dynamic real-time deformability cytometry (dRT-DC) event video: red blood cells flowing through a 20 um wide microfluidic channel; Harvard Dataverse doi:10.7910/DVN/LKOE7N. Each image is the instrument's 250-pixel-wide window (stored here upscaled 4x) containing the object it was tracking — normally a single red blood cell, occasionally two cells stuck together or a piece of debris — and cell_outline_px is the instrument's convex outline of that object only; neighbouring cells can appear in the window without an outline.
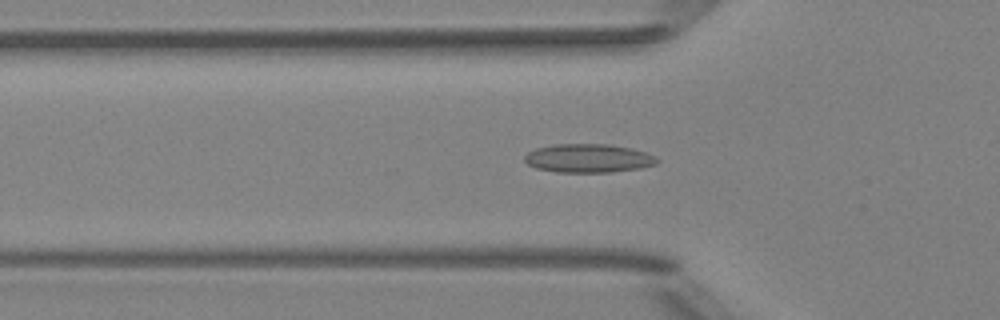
{"species": "Egyptian fruit bat (a non-hibernating species)", "species_latin": "Rousettus aegyptiacus", "temperature_condition": "room temperature", "stored_images_in_passage": 51, "camera_frame_rate_fps": 3000, "um_per_image_px": 0.085, "animal": {"sex": "female"}, "frame": {"image": 1, "passage_image": 17, "time_ms": 5.333, "image_size_px": [1000, 320], "cell_outline_px": [[660, 160], [656, 164], [640, 168], [612, 172], [556, 172], [536, 168], [528, 164], [524, 160], [524, 156], [528, 152], [536, 148], [552, 144], [608, 144], [632, 148], [648, 152]], "centroid_in_image_um": [50.02, 13.45], "position_along_channel_um": 75.8, "area_um2": 22.25}}
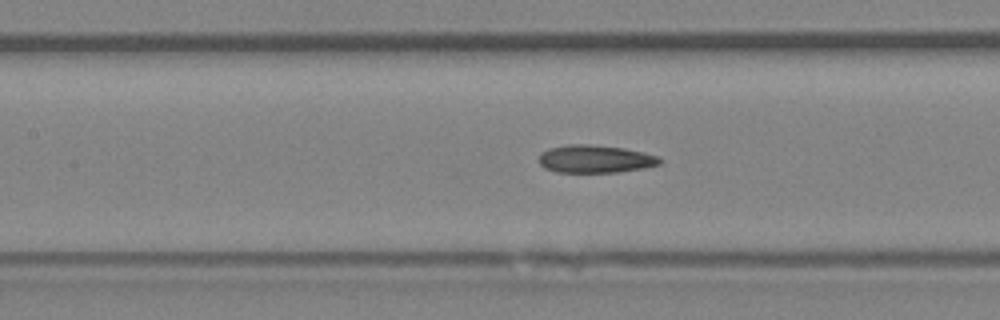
{"frame": {"image": 2, "passage_image": 23, "time_ms": 7.333, "image_size_px": [1000, 320], "cell_outline_px": [[664, 160], [660, 164], [644, 168], [616, 172], [556, 172], [544, 168], [540, 164], [540, 152], [548, 148], [568, 144], [592, 144], [624, 148], [644, 152], [656, 156]], "centroid_in_image_um": [50.59, 13.5], "position_along_channel_um": 156.8, "area_um2": 19.71}}
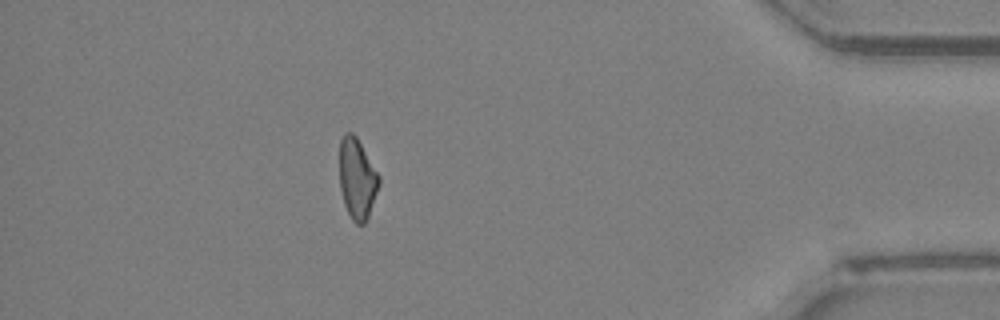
{"frame": {"image": 3, "passage_image": 45, "time_ms": 14.667, "image_size_px": [1000, 320], "cell_outline_px": [[380, 184], [368, 216], [364, 224], [356, 224], [352, 220], [344, 204], [340, 188], [340, 140], [344, 132], [352, 132], [356, 136], [380, 176]], "centroid_in_image_um": [30.35, 15.18], "position_along_channel_um": 404.8, "area_um2": 18.5}}